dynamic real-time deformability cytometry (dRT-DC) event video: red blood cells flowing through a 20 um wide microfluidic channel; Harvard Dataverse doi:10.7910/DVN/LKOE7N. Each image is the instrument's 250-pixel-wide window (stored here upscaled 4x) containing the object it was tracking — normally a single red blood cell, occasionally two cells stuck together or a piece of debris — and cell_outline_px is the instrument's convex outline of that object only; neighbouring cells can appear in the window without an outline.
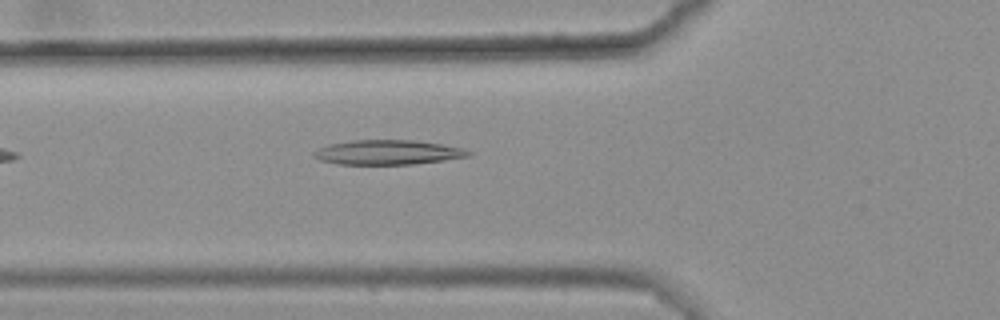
{"species": "common noctule bat (a hibernating species)", "species_latin": "Nyctalus noctula", "temperature_condition": "warm", "stored_images_in_passage": 5, "camera_frame_rate_fps": 3000, "um_per_image_px": 0.085, "animal": {"sex": "female", "body_mass_g": 25.1}, "frame": {"image": 1, "passage_image": 5, "time_ms": 1.333, "image_size_px": [1000, 320], "cell_outline_px": [[472, 156], [444, 160], [412, 164], [340, 164], [320, 160], [312, 156], [312, 152], [328, 144], [352, 140], [416, 140], [464, 148], [472, 152]], "centroid_in_image_um": [32.97, 12.94], "position_along_channel_um": 92.8, "area_um2": 22.2}}